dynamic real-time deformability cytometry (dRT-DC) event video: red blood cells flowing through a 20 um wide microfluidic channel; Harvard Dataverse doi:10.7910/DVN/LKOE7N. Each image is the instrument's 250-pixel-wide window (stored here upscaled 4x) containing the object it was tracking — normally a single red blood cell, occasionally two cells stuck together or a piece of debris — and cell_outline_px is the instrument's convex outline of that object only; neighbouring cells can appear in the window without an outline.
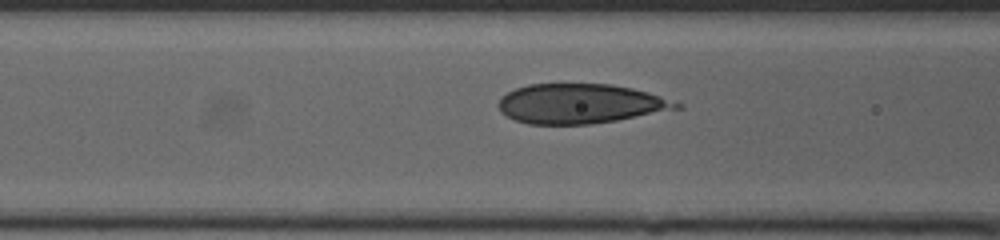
{"species": "human", "species_latin": "Homo sapiens", "temperature_condition": "cold", "stored_images_in_passage": 8, "camera_frame_rate_fps": 3000, "um_per_image_px": 0.085, "donor": {"sex": "female"}, "frame": {"image": 1, "passage_image": 6, "time_ms": 1.667, "image_size_px": [1000, 240], "cell_outline_px": [[684, 108], [616, 120], [588, 124], [528, 124], [516, 120], [500, 112], [500, 96], [516, 88], [528, 84], [612, 84], [632, 88], [648, 92], [684, 104]], "centroid_in_image_um": [49.36, 8.81], "position_along_channel_um": 117.2, "area_um2": 41.04}}